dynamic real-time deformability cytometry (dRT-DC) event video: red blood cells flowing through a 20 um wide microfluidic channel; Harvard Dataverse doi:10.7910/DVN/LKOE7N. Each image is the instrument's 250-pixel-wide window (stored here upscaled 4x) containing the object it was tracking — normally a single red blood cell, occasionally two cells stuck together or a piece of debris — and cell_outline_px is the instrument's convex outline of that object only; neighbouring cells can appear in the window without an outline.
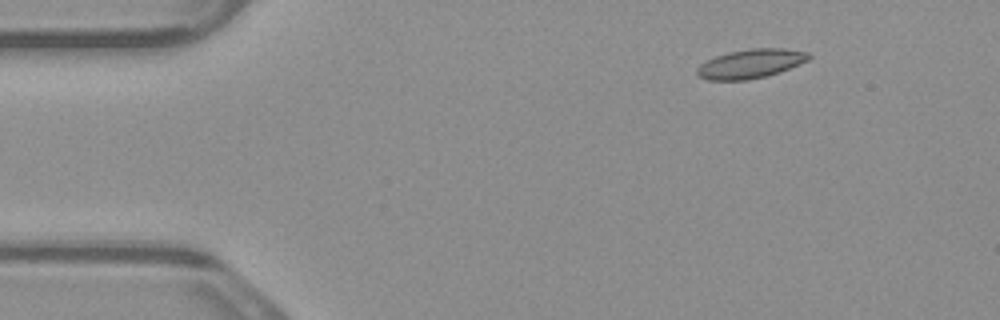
{"species": "common noctule bat (a hibernating species)", "species_latin": "Nyctalus noctula", "temperature_condition": "warm", "stored_images_in_passage": 4, "camera_frame_rate_fps": 3000, "um_per_image_px": 0.085, "animal": {"sex": "male", "body_mass_g": 23.1, "forearm_length_mm": 52.7}, "frame": {"image": 1, "passage_image": 2, "time_ms": 0.333, "image_size_px": [1000, 320], "cell_outline_px": [[812, 56], [808, 60], [780, 72], [748, 80], [708, 80], [700, 76], [696, 72], [696, 68], [700, 64], [716, 56], [728, 52], [752, 48], [784, 48], [808, 52]], "centroid_in_image_um": [63.81, 5.41], "position_along_channel_um": 21.2, "area_um2": 18.84}}